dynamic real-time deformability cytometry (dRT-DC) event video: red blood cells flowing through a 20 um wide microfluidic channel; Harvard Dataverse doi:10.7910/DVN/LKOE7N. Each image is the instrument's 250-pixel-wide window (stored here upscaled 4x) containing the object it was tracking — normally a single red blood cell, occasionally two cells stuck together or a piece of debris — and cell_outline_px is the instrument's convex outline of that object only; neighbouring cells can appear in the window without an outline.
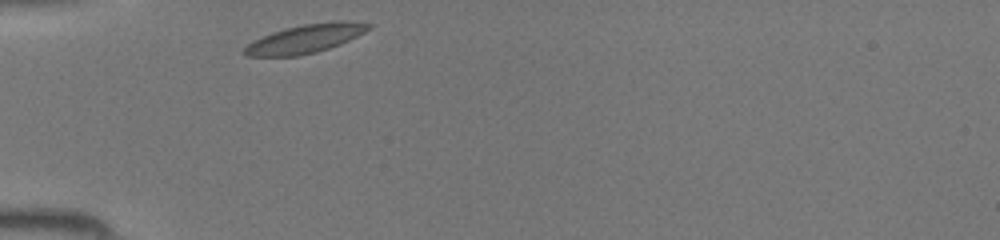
{"species": "common noctule bat (a hibernating species)", "species_latin": "Nyctalus noctula", "temperature_condition": "room temperature", "stored_images_in_passage": 25, "camera_frame_rate_fps": 3000, "um_per_image_px": 0.085, "animal": {"sex": "female", "body_mass_g": 19.5, "forearm_length_mm": 54.1}, "frame": {"image": 1, "passage_image": 1, "time_ms": 0.0, "image_size_px": [1000, 240], "cell_outline_px": [[372, 28], [340, 44], [316, 52], [296, 56], [248, 56], [244, 52], [244, 48], [252, 40], [272, 32], [284, 28], [304, 24], [336, 20], [344, 20], [372, 24]], "centroid_in_image_um": [25.96, 3.27], "position_along_channel_um": 59.0, "area_um2": 20.63}}
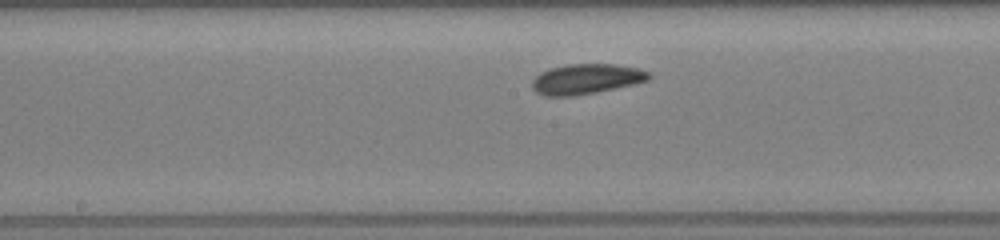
{"frame": {"image": 2, "passage_image": 11, "time_ms": 3.333, "image_size_px": [1000, 240], "cell_outline_px": [[652, 76], [648, 80], [632, 84], [596, 92], [572, 96], [544, 96], [536, 92], [532, 88], [532, 80], [540, 72], [552, 68], [568, 64], [616, 64], [636, 68], [648, 72]], "centroid_in_image_um": [49.8, 6.71], "position_along_channel_um": 198.4, "area_um2": 20.35}}
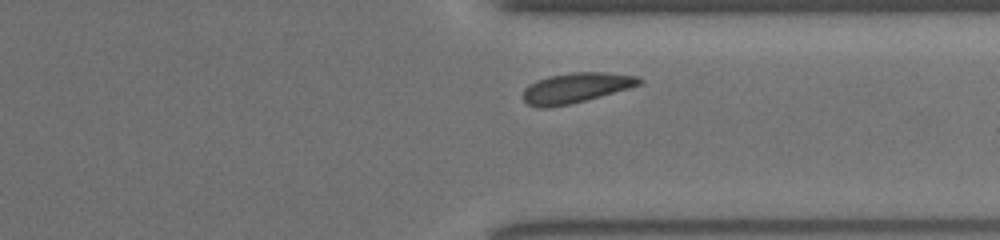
{"frame": {"image": 3, "passage_image": 22, "time_ms": 7.0, "image_size_px": [1000, 240], "cell_outline_px": [[644, 80], [640, 84], [628, 88], [600, 96], [568, 104], [548, 108], [536, 108], [528, 104], [524, 100], [524, 88], [548, 76], [572, 72], [608, 72], [640, 76]], "centroid_in_image_um": [48.98, 7.46], "position_along_channel_um": 362.4, "area_um2": 20.17}}